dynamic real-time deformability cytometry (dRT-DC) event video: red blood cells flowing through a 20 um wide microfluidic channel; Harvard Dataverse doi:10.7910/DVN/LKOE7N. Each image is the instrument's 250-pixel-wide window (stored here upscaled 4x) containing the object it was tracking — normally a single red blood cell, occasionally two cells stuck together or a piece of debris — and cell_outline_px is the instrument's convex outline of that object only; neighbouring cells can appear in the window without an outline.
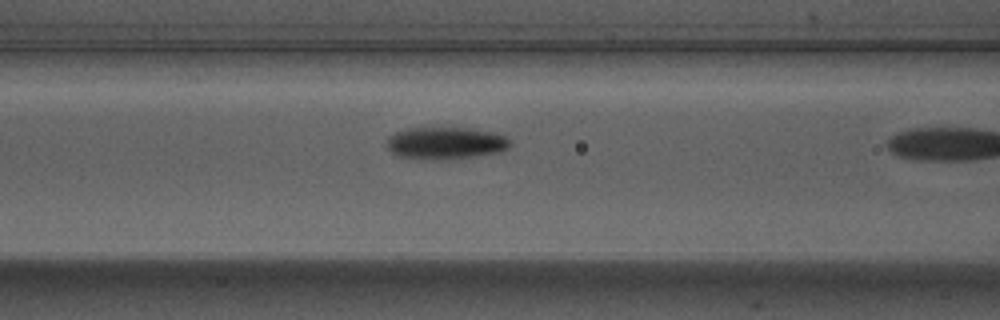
{"species": "Egyptian fruit bat (a non-hibernating species)", "species_latin": "Rousettus aegyptiacus", "temperature_condition": "warm", "stored_images_in_passage": 11, "camera_frame_rate_fps": 3000, "um_per_image_px": 0.085, "animal": {"sex": "male"}, "frame": {"image": 1, "passage_image": 10, "time_ms": 3.0, "image_size_px": [1000, 320], "cell_outline_px": [[512, 144], [508, 148], [500, 152], [472, 156], [432, 160], [400, 156], [392, 152], [388, 148], [388, 136], [396, 132], [408, 128], [424, 124], [472, 128], [496, 132], [504, 136]], "centroid_in_image_um": [37.86, 12.09], "position_along_channel_um": 128.7, "area_um2": 23.81}}